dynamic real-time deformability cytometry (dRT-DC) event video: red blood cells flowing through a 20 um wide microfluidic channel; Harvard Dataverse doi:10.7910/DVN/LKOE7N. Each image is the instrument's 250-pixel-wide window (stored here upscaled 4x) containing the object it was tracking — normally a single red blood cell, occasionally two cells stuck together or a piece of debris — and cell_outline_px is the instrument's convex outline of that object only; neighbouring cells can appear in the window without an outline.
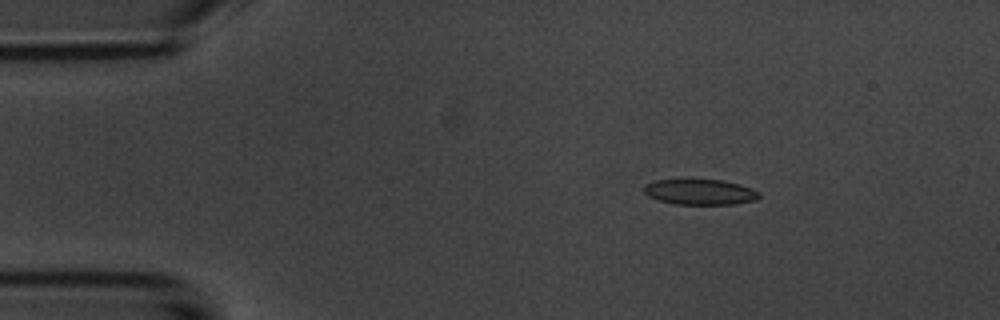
{"species": "common noctule bat (a hibernating species)", "species_latin": "Nyctalus noctula", "temperature_condition": "room temperature", "stored_images_in_passage": 4, "camera_frame_rate_fps": 3000, "um_per_image_px": 0.085, "animal": {"sex": "male", "body_mass_g": 20.1, "forearm_length_mm": 53.5}, "frame": {"image": 1, "passage_image": 2, "time_ms": 1.333, "image_size_px": [1000, 320], "cell_outline_px": [[760, 196], [756, 200], [736, 204], [676, 204], [660, 200], [648, 196], [644, 192], [644, 184], [656, 180], [720, 180], [740, 184], [752, 188], [760, 192]], "centroid_in_image_um": [59.53, 16.32], "position_along_channel_um": 25.5, "area_um2": 17.05}}
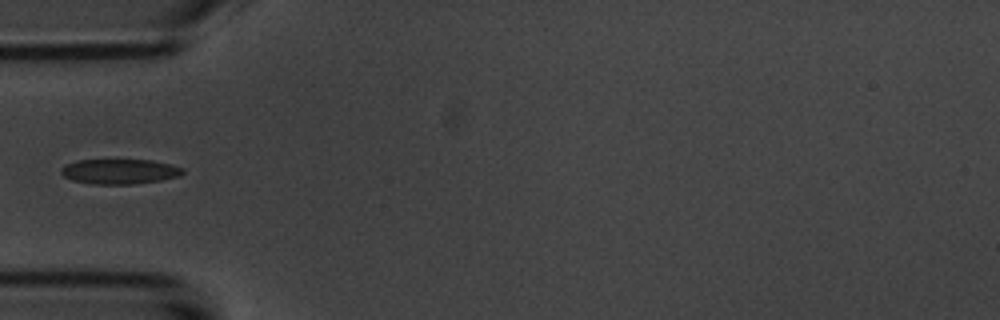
{"frame": {"image": 2, "passage_image": 4, "time_ms": 4.333, "image_size_px": [1000, 320], "cell_outline_px": [[184, 172], [180, 176], [160, 180], [136, 184], [92, 184], [72, 180], [64, 176], [60, 172], [60, 168], [76, 160], [152, 160], [184, 168]], "centroid_in_image_um": [10.16, 14.58], "position_along_channel_um": 74.8, "area_um2": 17.69}}